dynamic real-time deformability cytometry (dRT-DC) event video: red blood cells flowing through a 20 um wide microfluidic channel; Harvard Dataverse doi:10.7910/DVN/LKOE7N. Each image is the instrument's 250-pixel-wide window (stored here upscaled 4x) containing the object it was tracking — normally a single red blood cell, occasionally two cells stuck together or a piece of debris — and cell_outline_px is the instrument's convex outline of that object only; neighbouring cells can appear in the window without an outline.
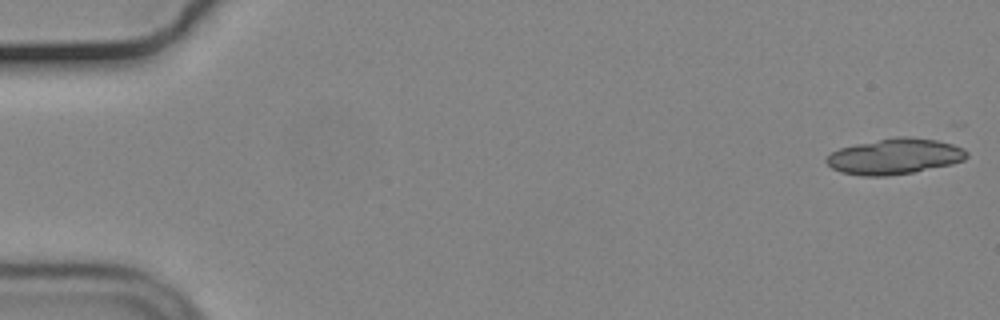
{"species": "common noctule bat (a hibernating species)", "species_latin": "Nyctalus noctula", "temperature_condition": "cold", "stored_images_in_passage": 21, "camera_frame_rate_fps": 3000, "um_per_image_px": 0.085, "animal": {"sex": "male", "body_mass_g": 19.2, "forearm_length_mm": 51.8}, "frame": {"image": 1, "passage_image": 1, "time_ms": 0.0, "image_size_px": [1000, 320], "cell_outline_px": [[968, 156], [964, 160], [952, 164], [912, 172], [888, 176], [860, 176], [840, 172], [832, 168], [824, 160], [832, 152], [840, 148], [856, 144], [896, 136], [908, 136], [936, 140], [952, 144], [964, 148], [968, 152]], "centroid_in_image_um": [76.05, 13.29], "position_along_channel_um": 8.9, "area_um2": 29.25}}